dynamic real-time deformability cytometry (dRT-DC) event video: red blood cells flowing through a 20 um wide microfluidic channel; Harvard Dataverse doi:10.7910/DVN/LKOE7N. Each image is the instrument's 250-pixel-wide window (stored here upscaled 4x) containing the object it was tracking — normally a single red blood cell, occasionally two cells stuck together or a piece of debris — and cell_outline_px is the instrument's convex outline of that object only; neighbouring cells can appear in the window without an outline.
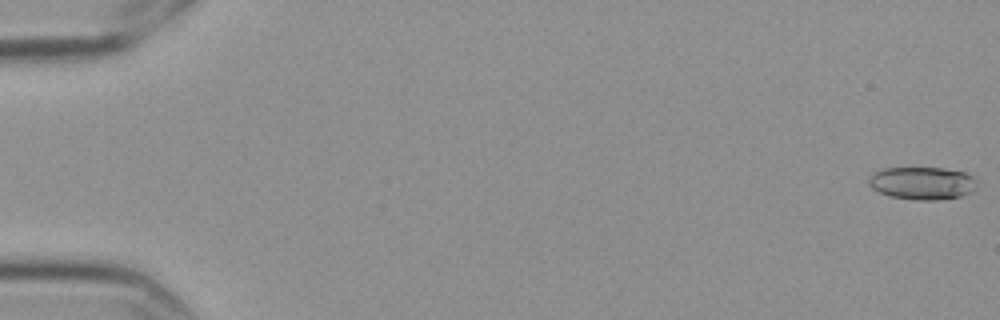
{"species": "Egyptian fruit bat (a non-hibernating species)", "species_latin": "Rousettus aegyptiacus", "temperature_condition": "cold", "stored_images_in_passage": 6, "camera_frame_rate_fps": 3000, "um_per_image_px": 0.085, "frame": {"image": 1, "passage_image": 1, "time_ms": 0.0, "image_size_px": [1000, 320], "cell_outline_px": [[972, 192], [960, 196], [940, 200], [916, 200], [892, 196], [880, 192], [872, 188], [868, 184], [868, 180], [880, 168], [944, 168], [964, 172], [972, 176]], "centroid_in_image_um": [78.34, 15.57], "position_along_channel_um": 6.7, "area_um2": 20.23}}
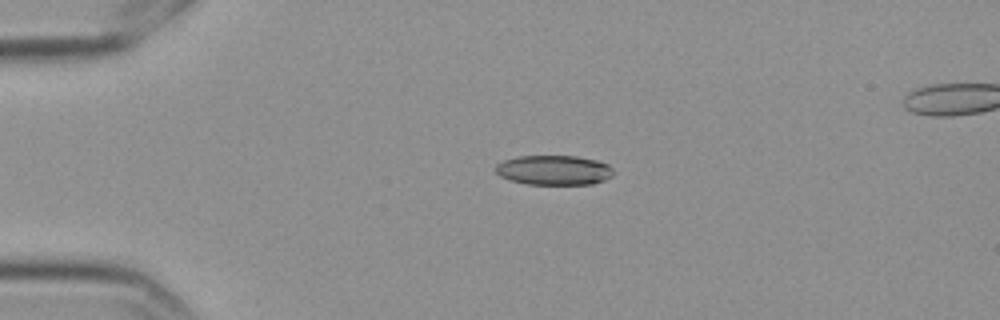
{"frame": {"image": 2, "passage_image": 4, "time_ms": 1.0, "image_size_px": [1000, 320], "cell_outline_px": [[612, 176], [604, 180], [592, 184], [528, 184], [508, 180], [500, 176], [496, 172], [496, 164], [504, 160], [520, 156], [576, 156], [596, 160], [608, 164], [612, 168]], "centroid_in_image_um": [47.07, 14.46], "position_along_channel_um": 37.9, "area_um2": 20.35}}